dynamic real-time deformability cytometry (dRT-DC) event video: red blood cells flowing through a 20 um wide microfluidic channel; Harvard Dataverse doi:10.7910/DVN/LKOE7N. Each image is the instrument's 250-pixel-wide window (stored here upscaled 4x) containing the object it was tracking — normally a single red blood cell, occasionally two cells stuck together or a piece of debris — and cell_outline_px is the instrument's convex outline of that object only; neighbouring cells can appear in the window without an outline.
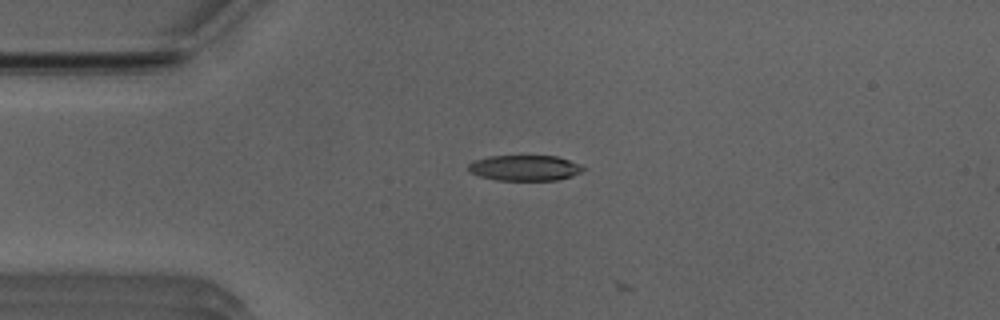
{"species": "Egyptian fruit bat (a non-hibernating species)", "species_latin": "Rousettus aegyptiacus", "temperature_condition": "room temperature", "stored_images_in_passage": 2, "camera_frame_rate_fps": 3000, "um_per_image_px": 0.085, "animal": {"sex": "male"}, "frame": {"image": 1, "passage_image": 1, "time_ms": 0.0, "image_size_px": [1000, 320], "cell_outline_px": [[588, 168], [572, 176], [556, 180], [496, 180], [480, 176], [468, 172], [468, 164], [472, 160], [488, 156], [556, 156], [580, 164]], "centroid_in_image_um": [44.58, 14.27], "position_along_channel_um": 40.4, "area_um2": 17.22}}